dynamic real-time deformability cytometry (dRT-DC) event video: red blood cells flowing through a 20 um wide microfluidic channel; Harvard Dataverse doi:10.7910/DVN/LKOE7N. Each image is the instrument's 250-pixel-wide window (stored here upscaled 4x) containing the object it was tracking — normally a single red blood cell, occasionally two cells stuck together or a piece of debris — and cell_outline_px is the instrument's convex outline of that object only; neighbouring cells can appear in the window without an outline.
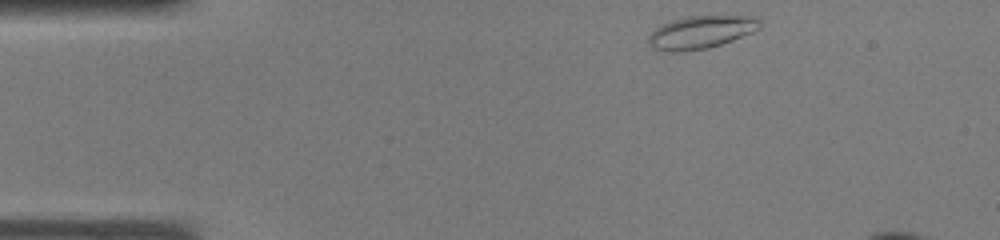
{"species": "common noctule bat (a hibernating species)", "species_latin": "Nyctalus noctula", "temperature_condition": "warm", "stored_images_in_passage": 29, "camera_frame_rate_fps": 3000, "um_per_image_px": 0.085, "animal": {"sex": "male", "body_mass_g": 19.0, "forearm_length_mm": 50.8}, "frame": {"image": 1, "passage_image": 1, "time_ms": 0.0, "image_size_px": [1000, 240], "cell_outline_px": [[760, 28], [752, 32], [732, 40], [708, 48], [684, 52], [668, 52], [652, 48], [648, 44], [648, 36], [660, 24], [684, 16], [748, 16], [760, 20]], "centroid_in_image_um": [59.51, 2.74], "position_along_channel_um": 25.5, "area_um2": 21.33}}
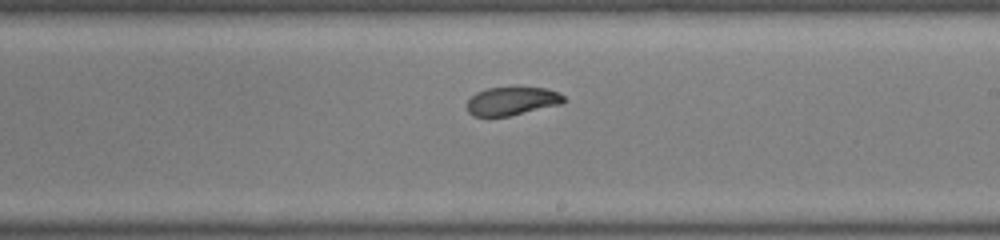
{"frame": {"image": 2, "passage_image": 17, "time_ms": 5.333, "image_size_px": [1000, 240], "cell_outline_px": [[564, 100], [560, 104], [508, 116], [472, 116], [468, 112], [468, 100], [476, 92], [488, 88], [516, 84], [544, 88], [556, 92], [564, 96]], "centroid_in_image_um": [43.49, 8.54], "position_along_channel_um": 245.5, "area_um2": 16.36}}
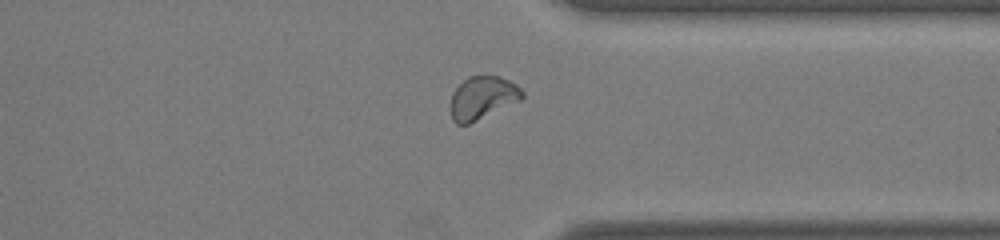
{"frame": {"image": 3, "passage_image": 24, "time_ms": 7.667, "image_size_px": [1000, 240], "cell_outline_px": [[524, 96], [520, 100], [468, 124], [456, 124], [452, 120], [448, 108], [448, 104], [452, 92], [468, 76], [500, 76], [516, 84], [524, 92]], "centroid_in_image_um": [40.95, 8.31], "position_along_channel_um": 370.4, "area_um2": 18.03}}